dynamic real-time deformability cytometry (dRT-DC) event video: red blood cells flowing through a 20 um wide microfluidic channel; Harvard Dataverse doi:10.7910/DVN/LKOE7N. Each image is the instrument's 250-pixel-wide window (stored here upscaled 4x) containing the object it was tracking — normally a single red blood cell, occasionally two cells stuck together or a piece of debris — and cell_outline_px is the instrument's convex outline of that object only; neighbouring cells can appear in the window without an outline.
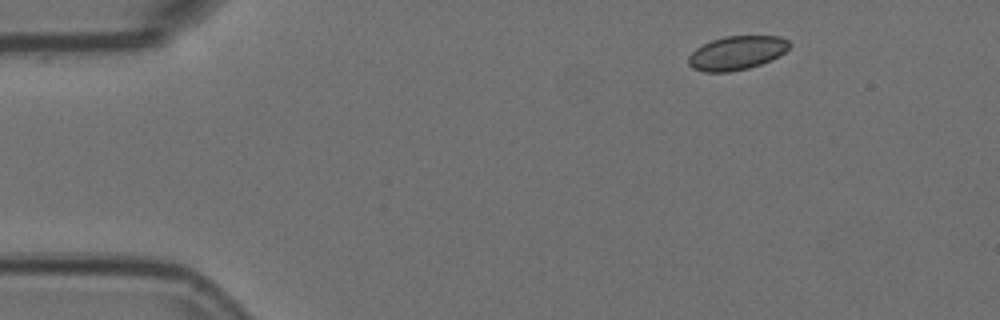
{"species": "Egyptian fruit bat (a non-hibernating species)", "species_latin": "Rousettus aegyptiacus", "temperature_condition": "room temperature", "stored_images_in_passage": 50, "camera_frame_rate_fps": 3000, "um_per_image_px": 0.085, "animal": {"sex": "female"}, "frame": {"image": 1, "passage_image": 1, "time_ms": 0.0, "image_size_px": [1000, 320], "cell_outline_px": [[792, 44], [780, 56], [760, 64], [748, 68], [728, 72], [704, 72], [692, 68], [688, 64], [688, 56], [696, 48], [712, 40], [724, 36], [780, 36], [788, 40]], "centroid_in_image_um": [62.62, 4.5], "position_along_channel_um": 22.4, "area_um2": 19.94}}
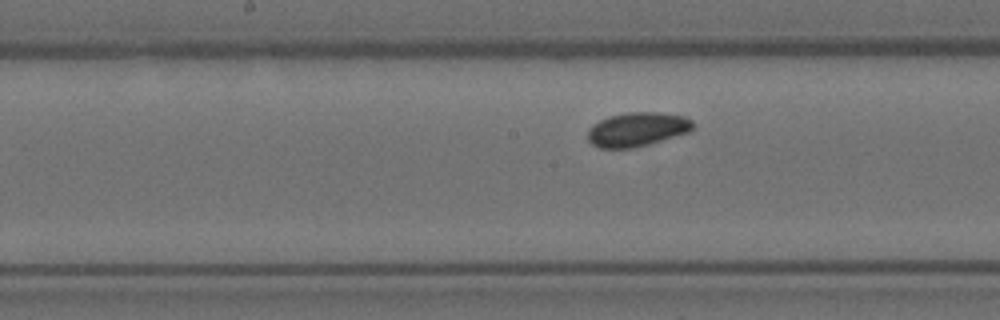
{"frame": {"image": 2, "passage_image": 22, "time_ms": 7.0, "image_size_px": [1000, 320], "cell_outline_px": [[696, 124], [688, 132], [648, 144], [632, 148], [600, 148], [592, 144], [588, 140], [588, 128], [592, 124], [608, 116], [628, 112], [656, 112], [680, 116], [692, 120]], "centroid_in_image_um": [54.12, 10.99], "position_along_channel_um": 194.1, "area_um2": 20.75}}
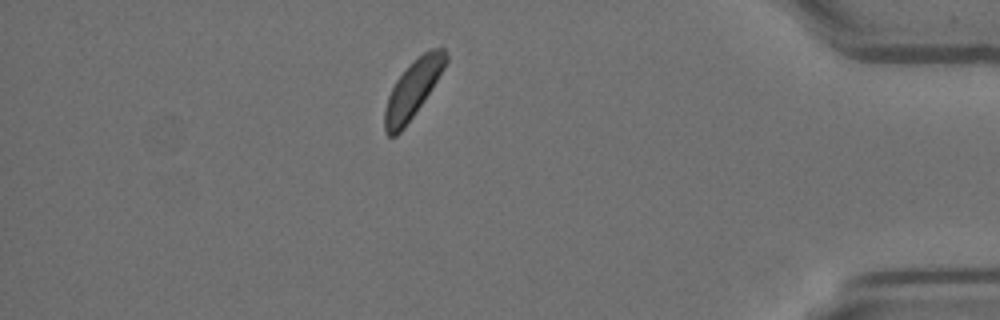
{"frame": {"image": 3, "passage_image": 43, "time_ms": 14.0, "image_size_px": [1000, 320], "cell_outline_px": [[448, 60], [444, 68], [432, 88], [424, 100], [404, 128], [396, 136], [388, 136], [384, 132], [384, 112], [388, 96], [396, 80], [408, 64], [424, 52], [432, 48], [444, 48], [448, 56]], "centroid_in_image_um": [35.08, 7.58], "position_along_channel_um": 400.1, "area_um2": 20.29}}